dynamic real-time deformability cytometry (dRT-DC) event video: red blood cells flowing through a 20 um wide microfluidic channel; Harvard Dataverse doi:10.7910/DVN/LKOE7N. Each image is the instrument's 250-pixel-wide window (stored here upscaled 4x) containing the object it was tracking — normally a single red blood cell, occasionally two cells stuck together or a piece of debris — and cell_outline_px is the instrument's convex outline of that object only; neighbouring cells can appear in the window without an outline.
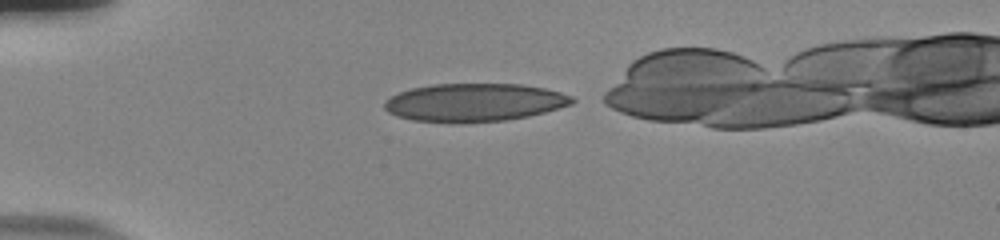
{"species": "human", "species_latin": "Homo sapiens", "temperature_condition": "room temperature", "stored_images_in_passage": 36, "camera_frame_rate_fps": 3000, "um_per_image_px": 0.085, "donor": {"sex": "male"}, "frame": {"image": 1, "passage_image": 1, "time_ms": 0.0, "image_size_px": [1000, 240], "cell_outline_px": [[576, 100], [572, 104], [544, 112], [528, 116], [504, 120], [464, 124], [452, 124], [412, 120], [396, 116], [388, 112], [384, 108], [384, 100], [400, 92], [412, 88], [436, 84], [520, 84], [544, 88], [560, 92], [572, 96]], "centroid_in_image_um": [40.29, 8.73], "position_along_channel_um": 44.7, "area_um2": 42.02}}
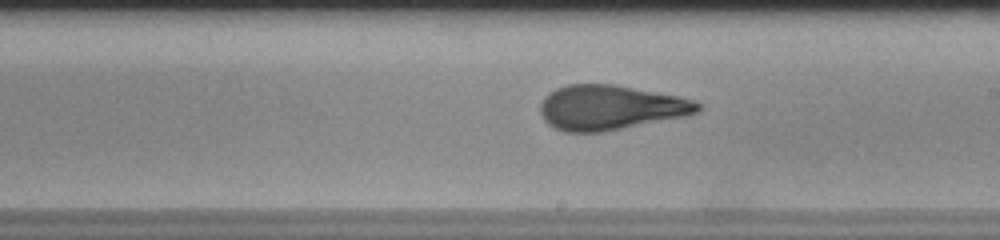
{"frame": {"image": 2, "passage_image": 19, "time_ms": 6.0, "image_size_px": [1000, 240], "cell_outline_px": [[700, 112], [684, 116], [604, 132], [564, 132], [548, 124], [544, 120], [540, 112], [540, 104], [556, 88], [568, 84], [612, 84], [680, 96], [692, 100], [700, 104]], "centroid_in_image_um": [51.88, 9.14], "position_along_channel_um": 237.1, "area_um2": 40.81}}
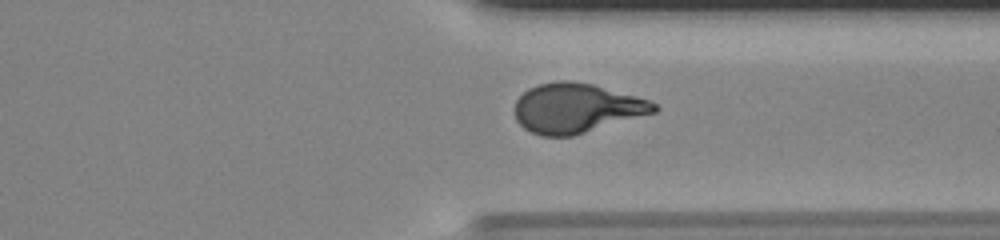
{"frame": {"image": 3, "passage_image": 29, "time_ms": 9.333, "image_size_px": [1000, 240], "cell_outline_px": [[660, 108], [656, 112], [572, 136], [544, 136], [532, 132], [524, 128], [516, 120], [516, 100], [528, 88], [536, 84], [556, 80], [572, 80], [592, 84], [636, 96], [648, 100], [656, 104]], "centroid_in_image_um": [48.99, 9.17], "position_along_channel_um": 362.4, "area_um2": 40.11}}